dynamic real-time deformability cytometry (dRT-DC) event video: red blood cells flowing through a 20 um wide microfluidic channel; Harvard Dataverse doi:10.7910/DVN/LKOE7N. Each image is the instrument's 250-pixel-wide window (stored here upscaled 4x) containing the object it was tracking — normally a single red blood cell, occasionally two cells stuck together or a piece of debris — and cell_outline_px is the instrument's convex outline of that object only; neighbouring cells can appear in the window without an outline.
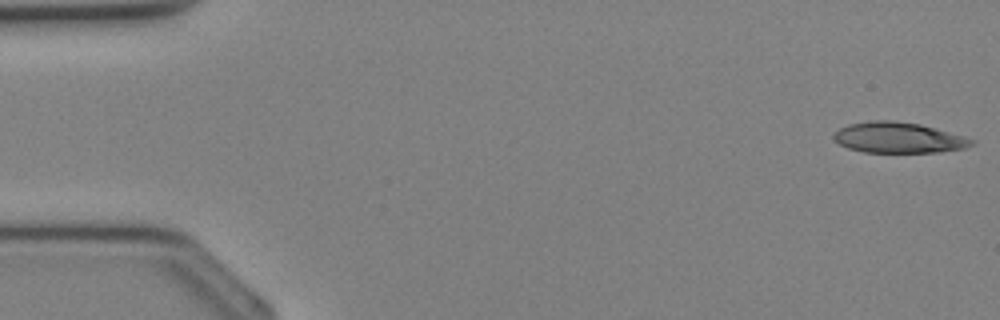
{"species": "Egyptian fruit bat (a non-hibernating species)", "species_latin": "Rousettus aegyptiacus", "temperature_condition": "cold", "stored_images_in_passage": 35, "camera_frame_rate_fps": 3000, "um_per_image_px": 0.085, "animal": {"sex": "female"}, "frame": {"image": 1, "passage_image": 1, "time_ms": 0.0, "image_size_px": [1000, 320], "cell_outline_px": [[976, 144], [964, 148], [940, 152], [864, 152], [848, 148], [832, 140], [832, 136], [840, 128], [848, 124], [872, 120], [892, 120], [920, 124], [964, 136], [976, 140]], "centroid_in_image_um": [76.37, 11.7], "position_along_channel_um": 8.6, "area_um2": 24.74}}
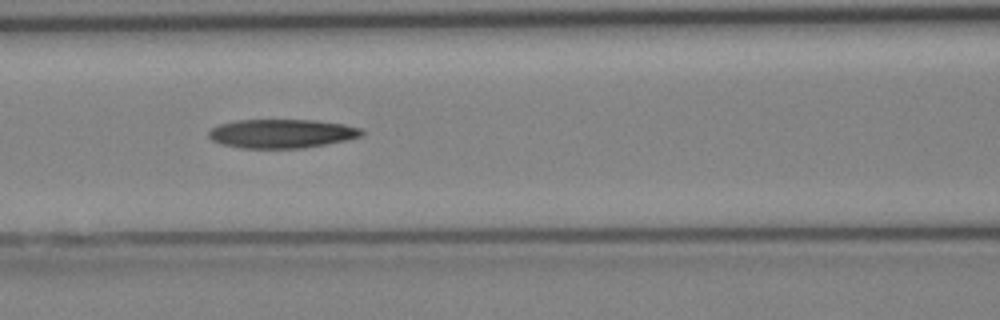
{"frame": {"image": 2, "passage_image": 15, "time_ms": 4.667, "image_size_px": [1000, 320], "cell_outline_px": [[368, 132], [364, 136], [348, 140], [300, 148], [240, 148], [220, 144], [212, 140], [208, 136], [208, 132], [212, 128], [220, 124], [236, 120], [312, 120], [344, 124], [360, 128]], "centroid_in_image_um": [23.97, 11.35], "position_along_channel_um": 142.6, "area_um2": 25.89}}
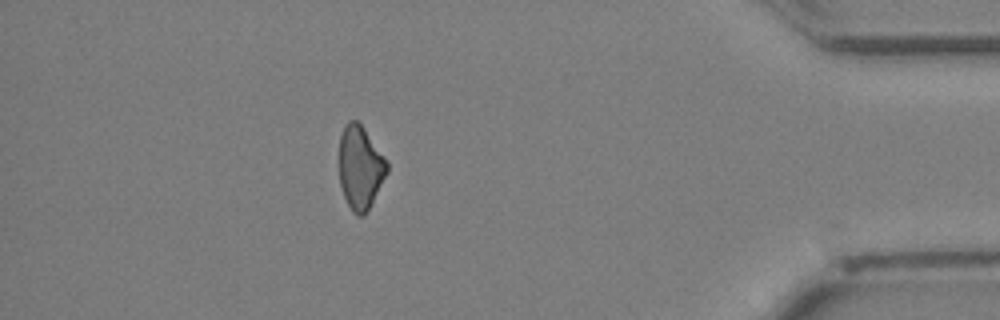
{"frame": {"image": 3, "passage_image": 31, "time_ms": 10.0, "image_size_px": [1000, 320], "cell_outline_px": [[388, 172], [372, 204], [364, 216], [356, 216], [352, 212], [344, 196], [340, 184], [340, 136], [344, 124], [348, 120], [356, 120], [360, 124], [388, 160]], "centroid_in_image_um": [30.64, 14.26], "position_along_channel_um": 404.6, "area_um2": 23.35}}